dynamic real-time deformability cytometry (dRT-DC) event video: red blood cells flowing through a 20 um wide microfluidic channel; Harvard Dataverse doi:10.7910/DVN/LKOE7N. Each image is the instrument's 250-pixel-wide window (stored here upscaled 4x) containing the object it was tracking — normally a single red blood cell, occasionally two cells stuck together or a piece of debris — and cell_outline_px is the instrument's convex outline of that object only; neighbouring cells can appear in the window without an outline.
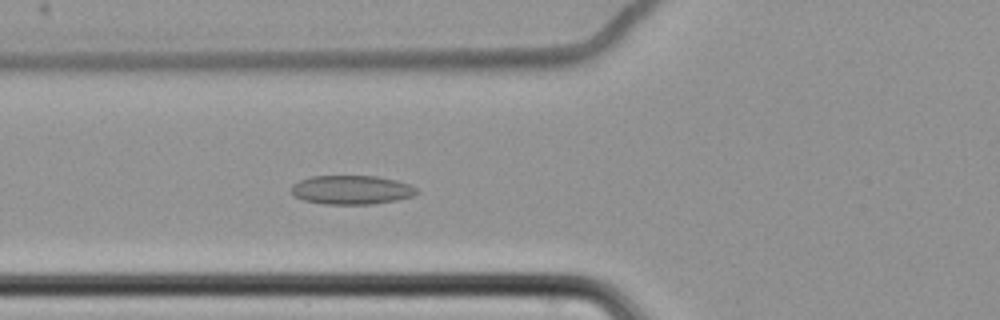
{"species": "common noctule bat (a hibernating species)", "species_latin": "Nyctalus noctula", "temperature_condition": "cold", "stored_images_in_passage": 40, "camera_frame_rate_fps": 3000, "um_per_image_px": 0.085, "animal": {"sex": "female", "body_mass_g": 22.7, "forearm_length_mm": 54.2}, "frame": {"image": 1, "passage_image": 9, "time_ms": 2.667, "image_size_px": [1000, 320], "cell_outline_px": [[420, 192], [412, 196], [396, 200], [376, 204], [324, 204], [304, 200], [292, 196], [292, 184], [300, 180], [312, 176], [376, 176], [396, 180], [408, 184], [416, 188]], "centroid_in_image_um": [29.87, 16.14], "position_along_channel_um": 95.9, "area_um2": 21.21}}
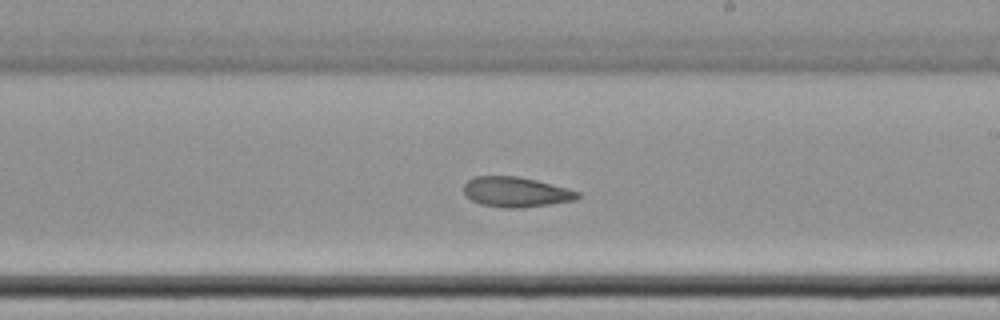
{"frame": {"image": 2, "passage_image": 22, "time_ms": 7.0, "image_size_px": [1000, 320], "cell_outline_px": [[580, 196], [572, 200], [548, 204], [520, 208], [504, 208], [480, 204], [464, 196], [464, 184], [468, 180], [476, 176], [516, 176], [536, 180], [568, 188], [580, 192]], "centroid_in_image_um": [43.81, 16.32], "position_along_channel_um": 245.2, "area_um2": 19.88}}
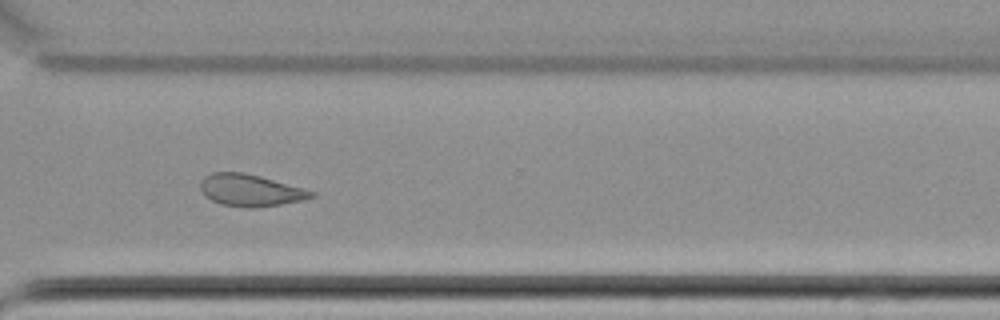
{"frame": {"image": 3, "passage_image": 31, "time_ms": 10.0, "image_size_px": [1000, 320], "cell_outline_px": [[316, 196], [304, 200], [280, 204], [252, 208], [244, 208], [220, 204], [204, 196], [200, 188], [200, 180], [204, 176], [212, 172], [244, 172], [260, 176], [304, 188], [316, 192]], "centroid_in_image_um": [21.27, 16.17], "position_along_channel_um": 349.3, "area_um2": 20.87}, "authors_computed_cell_mechanics": {"area_um2": 20.3167, "velocity_mm_per_s": 3.4465, "shape_relaxation_time_tau1_ms": null, "shape_relaxation_time_tau2_ms": 3.0663, "deformation_change_tau1": null, "deformation_change_tau2": 0.0921}}